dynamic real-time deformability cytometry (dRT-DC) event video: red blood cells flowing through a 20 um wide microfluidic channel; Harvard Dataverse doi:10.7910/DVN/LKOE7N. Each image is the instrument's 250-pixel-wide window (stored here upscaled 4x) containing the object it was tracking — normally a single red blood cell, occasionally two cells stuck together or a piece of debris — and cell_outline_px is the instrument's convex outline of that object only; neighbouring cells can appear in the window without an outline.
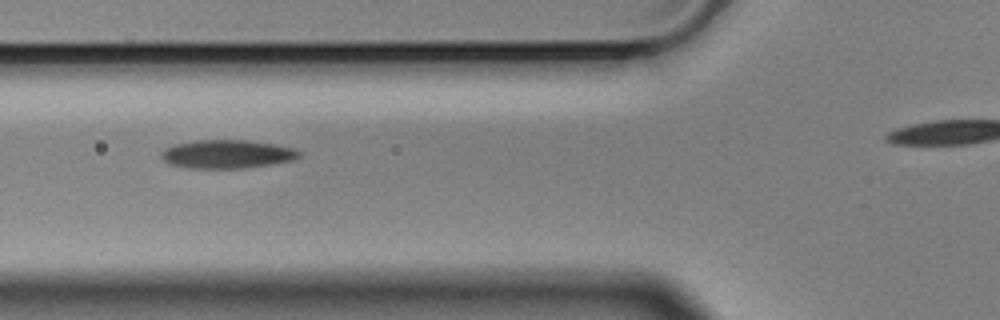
{"species": "Egyptian fruit bat (a non-hibernating species)", "species_latin": "Rousettus aegyptiacus", "temperature_condition": "cold", "stored_images_in_passage": 5, "segment_of_instrument_passage": [1, 2], "camera_frame_rate_fps": 3000, "um_per_image_px": 0.085, "animal": {"sex": "male"}, "frame": {"image": 1, "passage_image": 2, "time_ms": 0.333, "image_size_px": [1000, 320], "cell_outline_px": [[300, 156], [292, 160], [244, 168], [192, 168], [172, 164], [164, 160], [160, 156], [160, 152], [164, 148], [172, 144], [196, 140], [248, 140], [272, 144], [292, 148], [300, 152]], "centroid_in_image_um": [19.24, 13.09], "position_along_channel_um": 106.6, "area_um2": 22.66}}
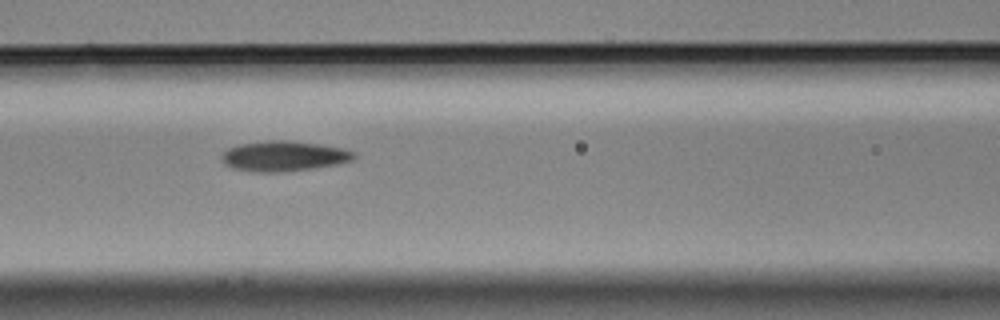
{"frame": {"image": 2, "passage_image": 3, "time_ms": 0.667, "image_size_px": [1000, 320], "cell_outline_px": [[356, 156], [352, 160], [336, 164], [312, 168], [284, 172], [252, 172], [232, 168], [224, 160], [224, 152], [228, 148], [240, 144], [268, 140], [284, 140], [320, 144], [344, 148], [356, 152]], "centroid_in_image_um": [24.17, 13.26], "position_along_channel_um": 142.4, "area_um2": 23.12}}
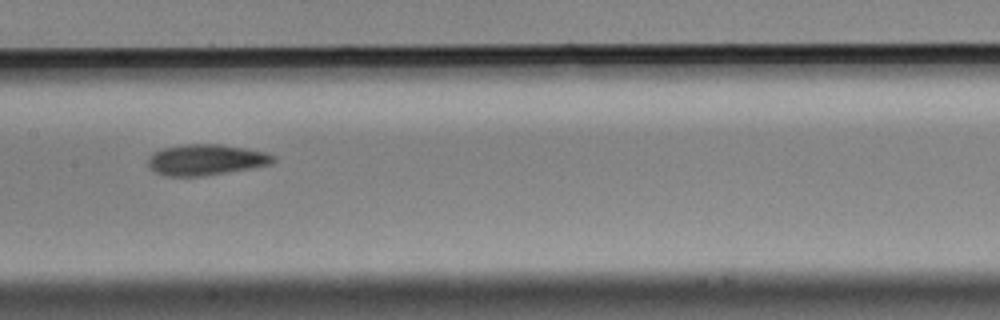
{"frame": {"image": 3, "passage_image": 4, "time_ms": 1.0, "image_size_px": [1000, 320], "cell_outline_px": [[276, 160], [272, 164], [252, 168], [204, 176], [168, 176], [156, 172], [148, 168], [148, 156], [164, 148], [184, 144], [220, 144], [244, 148], [264, 152], [276, 156]], "centroid_in_image_um": [17.52, 13.58], "position_along_channel_um": 189.9, "area_um2": 22.54}}